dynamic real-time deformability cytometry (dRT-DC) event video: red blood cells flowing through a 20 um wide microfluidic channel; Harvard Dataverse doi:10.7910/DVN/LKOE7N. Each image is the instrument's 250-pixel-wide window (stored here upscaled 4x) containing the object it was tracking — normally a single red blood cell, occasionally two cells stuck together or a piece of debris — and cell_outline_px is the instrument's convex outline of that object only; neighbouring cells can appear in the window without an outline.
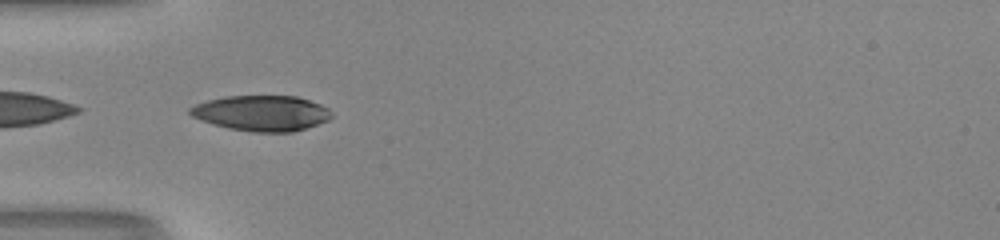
{"species": "human", "species_latin": "Homo sapiens", "temperature_condition": "room temperature", "stored_images_in_passage": 35, "camera_frame_rate_fps": 3000, "um_per_image_px": 0.085, "donor": {"sex": "male"}, "frame": {"image": 1, "passage_image": 1, "time_ms": 0.0, "image_size_px": [1000, 240], "cell_outline_px": [[332, 116], [328, 120], [292, 132], [252, 132], [228, 128], [212, 124], [200, 120], [192, 116], [188, 112], [188, 108], [196, 104], [208, 100], [224, 96], [296, 96], [320, 104], [328, 108], [332, 112]], "centroid_in_image_um": [22.2, 9.62], "position_along_channel_um": 62.8, "area_um2": 29.25}}
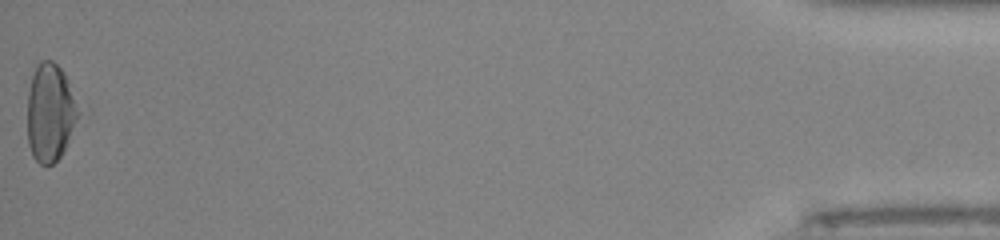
{"frame": {"image": 2, "passage_image": 35, "time_ms": 11.333, "image_size_px": [1000, 240], "cell_outline_px": [[80, 112], [64, 152], [52, 164], [40, 164], [32, 156], [28, 144], [28, 92], [32, 76], [36, 64], [40, 60], [52, 60], [64, 72], [68, 80]], "centroid_in_image_um": [4.26, 9.55], "position_along_channel_um": 430.9, "area_um2": 29.07}, "authors_computed_cell_mechanics": {"area_um2": 29.1312, "velocity_mm_per_s": 4.137, "shape_relaxation_time_tau1_ms": 7.3105, "shape_relaxation_time_tau2_ms": 2.7768, "deformation_change_tau1": 0.2215, "deformation_change_tau2": 0.0582}}